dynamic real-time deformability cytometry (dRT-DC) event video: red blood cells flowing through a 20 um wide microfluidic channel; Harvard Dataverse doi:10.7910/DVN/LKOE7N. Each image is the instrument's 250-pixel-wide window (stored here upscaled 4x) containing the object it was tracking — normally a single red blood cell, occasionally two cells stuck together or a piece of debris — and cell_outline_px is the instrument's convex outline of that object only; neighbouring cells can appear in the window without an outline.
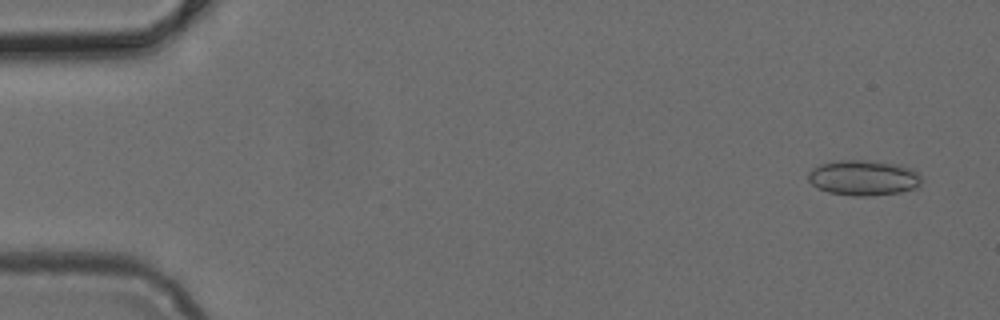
{"species": "common noctule bat (a hibernating species)", "species_latin": "Nyctalus noctula", "temperature_condition": "cold", "stored_images_in_passage": 49, "camera_frame_rate_fps": 3000, "um_per_image_px": 0.085, "animal": {"sex": "female", "body_mass_g": 24.6, "forearm_length_mm": 56.2}, "frame": {"image": 1, "passage_image": 3, "time_ms": 0.667, "image_size_px": [1000, 320], "cell_outline_px": [[924, 180], [920, 188], [900, 192], [868, 196], [852, 196], [828, 192], [812, 184], [808, 180], [808, 172], [812, 168], [820, 164], [840, 160], [868, 160], [900, 164], [912, 168], [920, 172]], "centroid_in_image_um": [73.49, 15.11], "position_along_channel_um": 11.5, "area_um2": 23.87}}
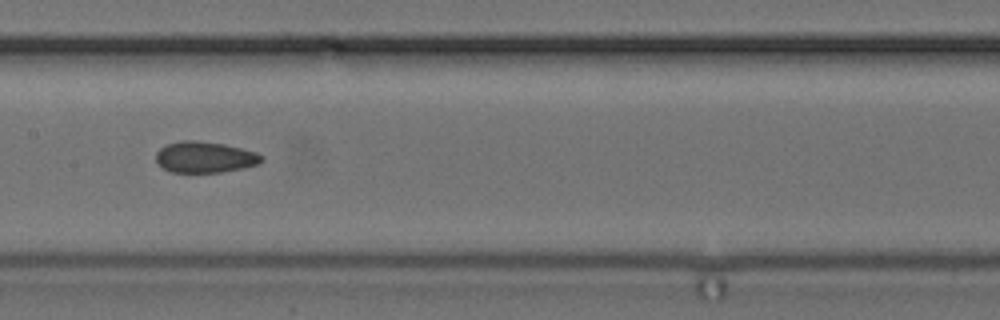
{"frame": {"image": 2, "passage_image": 25, "time_ms": 8.0, "image_size_px": [1000, 320], "cell_outline_px": [[264, 160], [256, 164], [244, 168], [220, 172], [172, 172], [164, 168], [156, 160], [156, 152], [164, 144], [180, 140], [196, 140], [224, 144], [256, 152], [264, 156]], "centroid_in_image_um": [17.4, 13.34], "position_along_channel_um": 190.0, "area_um2": 19.19}}
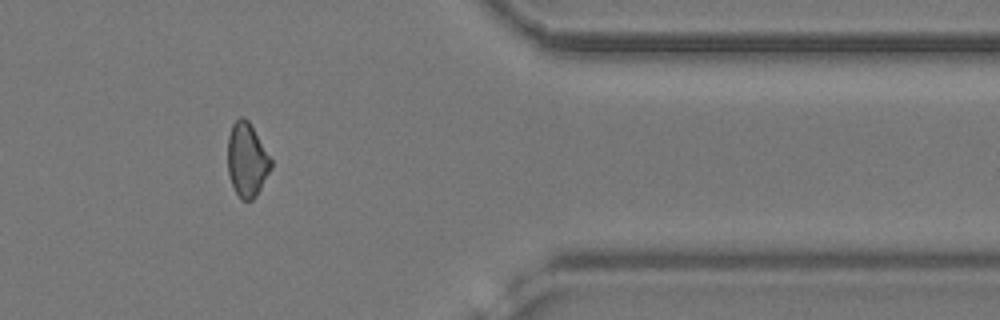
{"frame": {"image": 3, "passage_image": 41, "time_ms": 13.333, "image_size_px": [1000, 320], "cell_outline_px": [[272, 168], [256, 196], [252, 200], [240, 200], [232, 184], [228, 172], [228, 136], [232, 124], [240, 116], [244, 116], [248, 120], [272, 160]], "centroid_in_image_um": [20.99, 13.59], "position_along_channel_um": 390.4, "area_um2": 18.61}}